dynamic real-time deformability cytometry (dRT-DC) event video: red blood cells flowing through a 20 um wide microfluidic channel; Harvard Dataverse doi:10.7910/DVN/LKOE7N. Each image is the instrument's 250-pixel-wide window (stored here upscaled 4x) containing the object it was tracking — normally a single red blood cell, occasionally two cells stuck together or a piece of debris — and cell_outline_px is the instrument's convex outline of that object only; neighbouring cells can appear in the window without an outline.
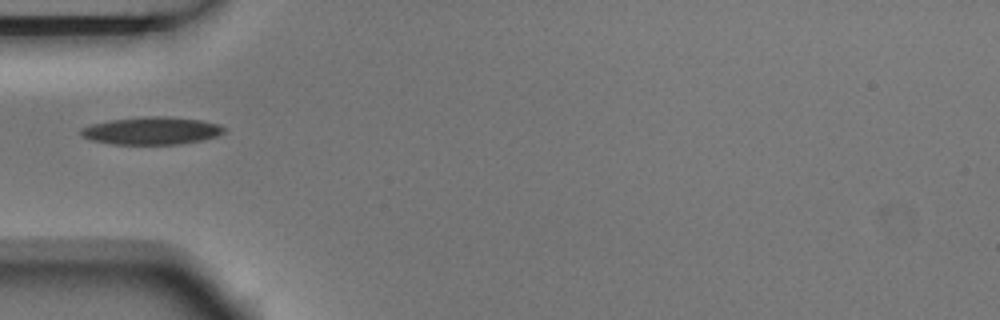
{"species": "Egyptian fruit bat (a non-hibernating species)", "species_latin": "Rousettus aegyptiacus", "temperature_condition": "room temperature", "stored_images_in_passage": 1, "camera_frame_rate_fps": 3000, "um_per_image_px": 0.085, "animal": {"sex": "male"}, "frame": {"image": 1, "passage_image": 1, "time_ms": 0.0, "image_size_px": [1000, 320], "cell_outline_px": [[228, 128], [224, 132], [216, 136], [200, 140], [180, 144], [112, 144], [88, 140], [80, 136], [80, 128], [92, 124], [112, 120], [144, 116], [168, 116], [200, 120], [220, 124]], "centroid_in_image_um": [12.87, 11.11], "position_along_channel_um": 72.1, "area_um2": 23.18}}